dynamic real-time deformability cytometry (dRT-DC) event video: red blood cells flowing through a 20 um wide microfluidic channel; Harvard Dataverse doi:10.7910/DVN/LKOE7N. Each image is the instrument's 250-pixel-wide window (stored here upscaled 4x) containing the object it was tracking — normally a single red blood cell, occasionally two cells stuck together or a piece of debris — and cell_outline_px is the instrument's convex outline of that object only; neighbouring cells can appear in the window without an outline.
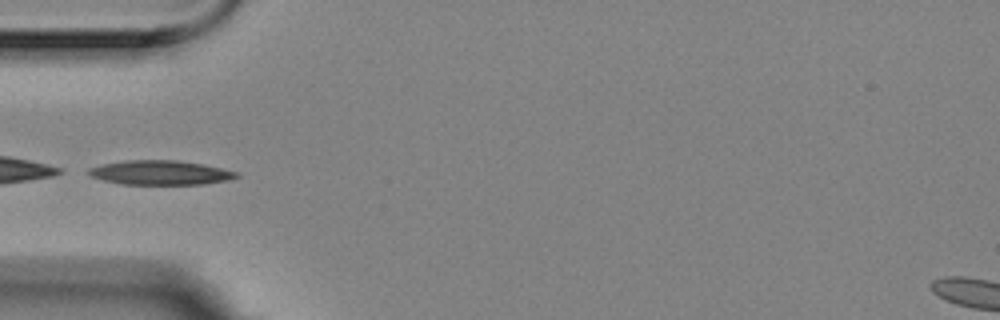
{"species": "Egyptian fruit bat (a non-hibernating species)", "species_latin": "Rousettus aegyptiacus", "temperature_condition": "room temperature", "stored_images_in_passage": 1, "camera_frame_rate_fps": 3000, "um_per_image_px": 0.085, "animal": {"sex": "female"}, "frame": {"image": 1, "passage_image": 1, "time_ms": 0.0, "image_size_px": [1000, 320], "cell_outline_px": [[240, 176], [228, 180], [204, 184], [120, 184], [104, 180], [92, 176], [88, 172], [88, 168], [100, 164], [124, 160], [176, 160], [204, 164], [236, 172]], "centroid_in_image_um": [13.61, 14.67], "position_along_channel_um": 71.4, "area_um2": 20.92}}